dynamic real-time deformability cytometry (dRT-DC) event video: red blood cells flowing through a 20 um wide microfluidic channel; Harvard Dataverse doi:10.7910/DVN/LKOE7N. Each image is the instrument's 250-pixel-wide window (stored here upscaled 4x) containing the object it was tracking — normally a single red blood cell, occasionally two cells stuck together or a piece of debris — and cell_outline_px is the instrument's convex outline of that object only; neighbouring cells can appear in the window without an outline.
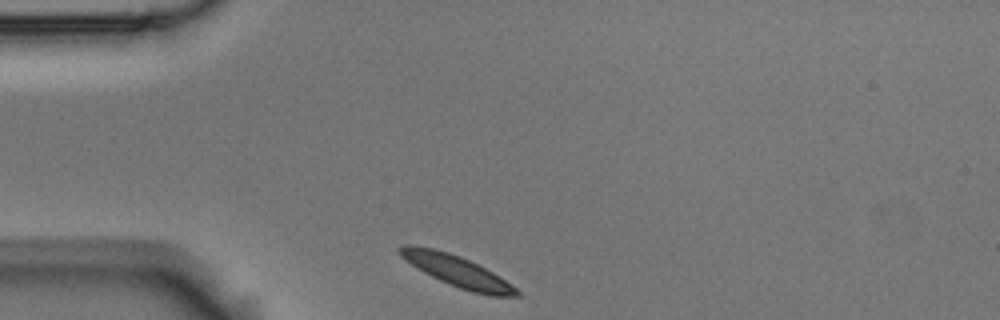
{"species": "Egyptian fruit bat (a non-hibernating species)", "species_latin": "Rousettus aegyptiacus", "temperature_condition": "room temperature", "stored_images_in_passage": 35, "camera_frame_rate_fps": 3000, "um_per_image_px": 0.085, "animal": {"sex": "male"}, "frame": {"image": 1, "passage_image": 1, "time_ms": 0.0, "image_size_px": [1000, 320], "cell_outline_px": [[520, 296], [492, 296], [472, 292], [460, 288], [440, 280], [424, 272], [400, 256], [396, 248], [404, 244], [412, 244], [432, 248], [448, 252], [460, 256], [492, 272], [512, 284], [520, 292]], "centroid_in_image_um": [38.83, 23.03], "position_along_channel_um": 46.2, "area_um2": 20.87}}
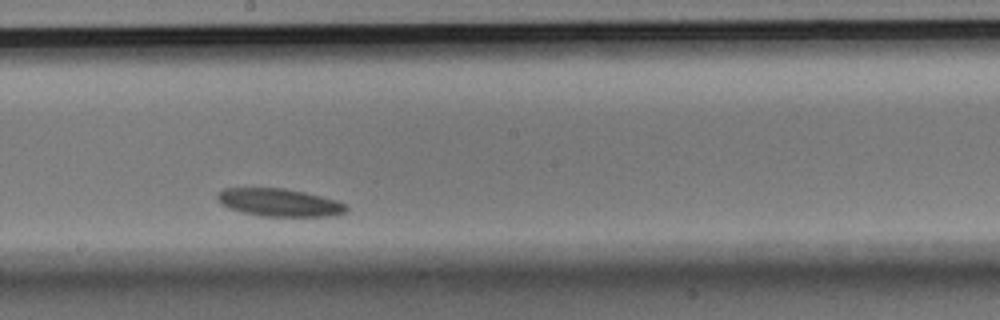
{"frame": {"image": 2, "passage_image": 20, "time_ms": 6.333, "image_size_px": [1000, 320], "cell_outline_px": [[348, 212], [332, 216], [260, 216], [244, 212], [220, 204], [216, 200], [216, 196], [224, 188], [284, 188], [304, 192], [336, 200], [348, 204]], "centroid_in_image_um": [23.78, 17.21], "position_along_channel_um": 224.4, "area_um2": 20.87}}
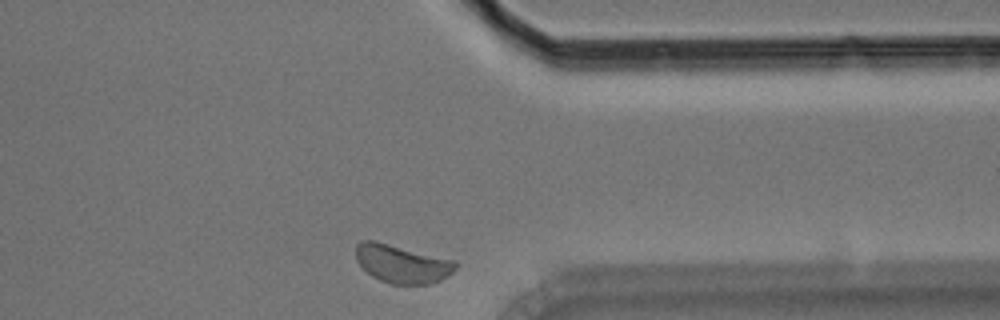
{"frame": {"image": 3, "passage_image": 35, "time_ms": 11.333, "image_size_px": [1000, 320], "cell_outline_px": [[460, 264], [448, 276], [440, 280], [428, 284], [392, 284], [380, 280], [372, 276], [356, 260], [356, 244], [360, 240], [372, 240], [456, 260]], "centroid_in_image_um": [34.2, 22.42], "position_along_channel_um": 377.2, "area_um2": 22.2}, "authors_computed_cell_mechanics": {"area_um2": 21.3282, "velocity_mm_per_s": 3.1635, "shape_relaxation_time_tau1_ms": 0.3534, "shape_relaxation_time_tau2_ms": null, "deformation_change_tau1": 0.0492, "deformation_change_tau2": null}}